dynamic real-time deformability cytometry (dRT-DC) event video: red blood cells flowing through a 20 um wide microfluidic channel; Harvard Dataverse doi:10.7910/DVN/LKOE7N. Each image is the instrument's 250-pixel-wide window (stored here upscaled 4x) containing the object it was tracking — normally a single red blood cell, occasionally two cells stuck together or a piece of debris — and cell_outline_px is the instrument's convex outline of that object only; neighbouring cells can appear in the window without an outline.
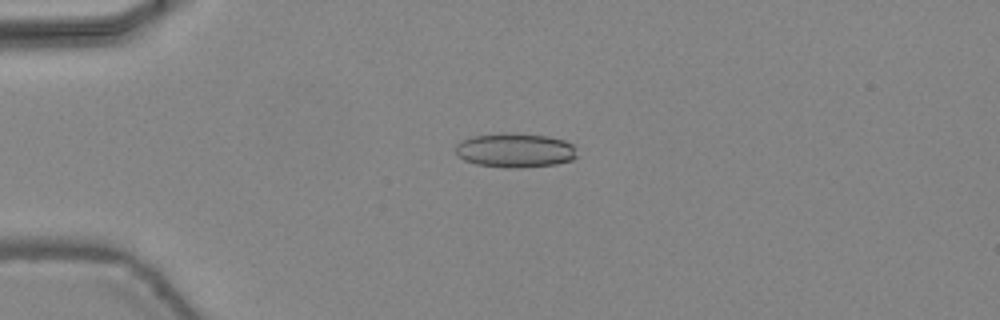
{"species": "common noctule bat (a hibernating species)", "species_latin": "Nyctalus noctula", "temperature_condition": "warm", "stored_images_in_passage": 46, "camera_frame_rate_fps": 3000, "um_per_image_px": 0.085, "animal": {"sex": "female", "body_mass_g": 24.6, "forearm_length_mm": 56.2}, "frame": {"image": 1, "passage_image": 12, "time_ms": 3.667, "image_size_px": [1000, 320], "cell_outline_px": [[576, 156], [572, 160], [556, 164], [516, 168], [504, 168], [476, 164], [464, 160], [456, 152], [456, 144], [460, 140], [472, 136], [500, 132], [512, 132], [548, 136], [564, 140], [572, 144], [576, 148]], "centroid_in_image_um": [43.77, 12.76], "position_along_channel_um": 41.2, "area_um2": 24.62}}
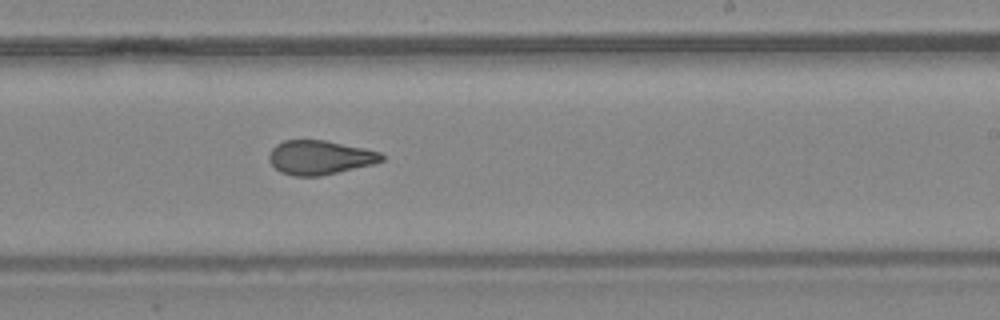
{"frame": {"image": 2, "passage_image": 29, "time_ms": 9.333, "image_size_px": [1000, 320], "cell_outline_px": [[384, 160], [372, 164], [320, 176], [292, 176], [280, 172], [268, 160], [268, 156], [272, 148], [276, 144], [284, 140], [324, 140], [364, 148], [380, 152], [384, 156]], "centroid_in_image_um": [27.16, 13.38], "position_along_channel_um": 261.8, "area_um2": 22.31}}
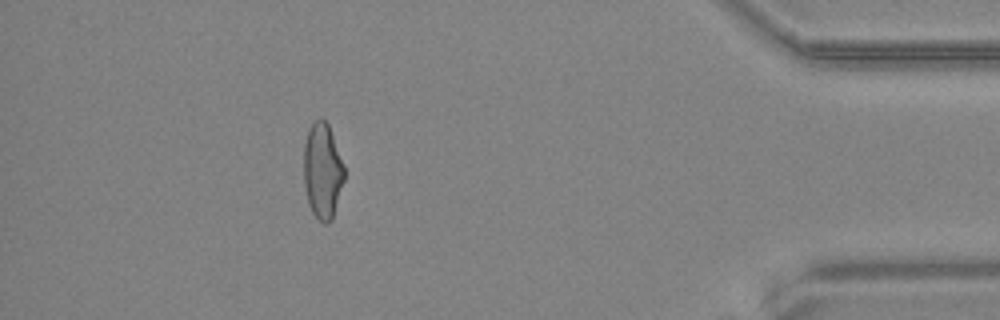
{"frame": {"image": 3, "passage_image": 42, "time_ms": 13.667, "image_size_px": [1000, 320], "cell_outline_px": [[344, 180], [332, 220], [328, 224], [324, 224], [312, 212], [308, 204], [304, 184], [304, 144], [308, 128], [320, 116], [328, 124], [344, 164]], "centroid_in_image_um": [27.41, 14.52], "position_along_channel_um": 407.8, "area_um2": 22.66}, "authors_computed_cell_mechanics": {"area_um2": 23.3801, "velocity_mm_per_s": 4.4836, "shape_relaxation_time_tau1_ms": null, "shape_relaxation_time_tau2_ms": 1.7617, "deformation_change_tau1": null, "deformation_change_tau2": 0.0878}}